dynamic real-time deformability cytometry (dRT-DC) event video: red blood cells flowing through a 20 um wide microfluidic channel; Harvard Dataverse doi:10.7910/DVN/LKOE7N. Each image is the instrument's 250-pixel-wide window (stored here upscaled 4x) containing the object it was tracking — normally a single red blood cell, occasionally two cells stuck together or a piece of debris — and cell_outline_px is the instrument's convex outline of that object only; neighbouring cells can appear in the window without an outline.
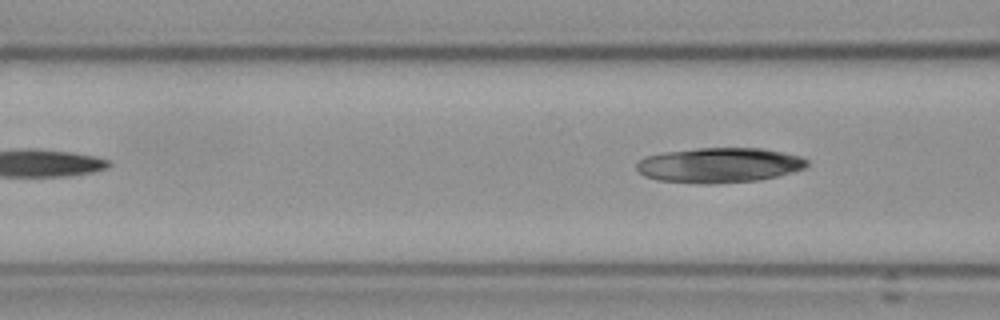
{"species": "Egyptian fruit bat (a non-hibernating species)", "species_latin": "Rousettus aegyptiacus", "temperature_condition": "cold", "stored_images_in_passage": 5, "camera_frame_rate_fps": 3000, "um_per_image_px": 0.085, "frame": {"image": 1, "passage_image": 5, "time_ms": 5.667, "image_size_px": [1000, 320], "cell_outline_px": [[808, 164], [804, 168], [792, 172], [776, 176], [756, 180], [712, 184], [704, 184], [656, 180], [644, 176], [636, 168], [636, 164], [640, 160], [648, 156], [664, 152], [696, 148], [760, 148], [800, 156], [808, 160]], "centroid_in_image_um": [61.11, 14.04], "position_along_channel_um": 105.5, "area_um2": 34.56}}